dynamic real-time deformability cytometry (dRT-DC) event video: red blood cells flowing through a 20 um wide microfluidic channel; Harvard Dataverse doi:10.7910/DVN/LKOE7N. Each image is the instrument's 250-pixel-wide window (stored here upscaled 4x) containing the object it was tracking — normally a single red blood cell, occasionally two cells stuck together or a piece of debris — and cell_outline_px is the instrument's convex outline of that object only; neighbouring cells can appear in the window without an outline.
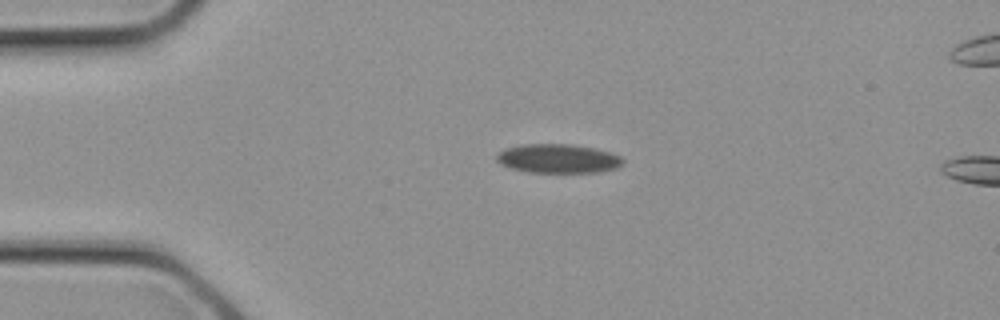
{"species": "common noctule bat (a hibernating species)", "species_latin": "Nyctalus noctula", "temperature_condition": "cold", "stored_images_in_passage": 2, "camera_frame_rate_fps": 3000, "um_per_image_px": 0.085, "animal": {"sex": "female", "body_mass_g": 21.9}, "frame": {"image": 1, "passage_image": 1, "time_ms": 0.0, "image_size_px": [1000, 320], "cell_outline_px": [[624, 164], [616, 168], [600, 172], [528, 172], [512, 168], [500, 164], [496, 160], [496, 156], [504, 148], [524, 144], [572, 144], [596, 148], [612, 152], [620, 156], [624, 160]], "centroid_in_image_um": [47.47, 13.47], "position_along_channel_um": 37.5, "area_um2": 21.5}}